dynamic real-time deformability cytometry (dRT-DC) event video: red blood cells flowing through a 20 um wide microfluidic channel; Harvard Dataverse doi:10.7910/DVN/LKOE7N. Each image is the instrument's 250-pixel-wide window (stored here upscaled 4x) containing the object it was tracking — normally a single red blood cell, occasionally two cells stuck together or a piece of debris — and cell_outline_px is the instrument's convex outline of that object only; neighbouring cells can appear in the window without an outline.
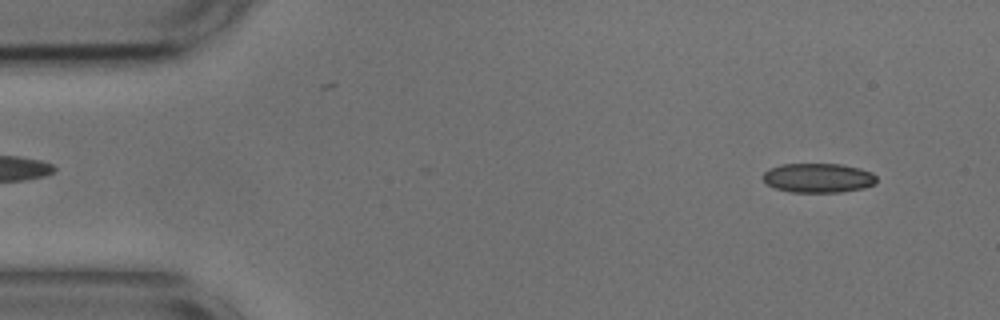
{"species": "common noctule bat (a hibernating species)", "species_latin": "Nyctalus noctula", "temperature_condition": "cold", "stored_images_in_passage": 5, "segment_of_instrument_passage": [2, 2], "camera_frame_rate_fps": 3000, "um_per_image_px": 0.085, "animal": {"sex": "male", "body_mass_g": 17.9, "forearm_length_mm": 54.2}, "frame": {"image": 1, "passage_image": 5, "time_ms": 1.333, "image_size_px": [1000, 320], "cell_outline_px": [[876, 184], [864, 188], [840, 192], [792, 192], [776, 188], [768, 184], [764, 180], [764, 172], [768, 168], [780, 164], [840, 164], [860, 168], [872, 172], [876, 176]], "centroid_in_image_um": [69.57, 15.12], "position_along_channel_um": 15.4, "area_um2": 19.48}}